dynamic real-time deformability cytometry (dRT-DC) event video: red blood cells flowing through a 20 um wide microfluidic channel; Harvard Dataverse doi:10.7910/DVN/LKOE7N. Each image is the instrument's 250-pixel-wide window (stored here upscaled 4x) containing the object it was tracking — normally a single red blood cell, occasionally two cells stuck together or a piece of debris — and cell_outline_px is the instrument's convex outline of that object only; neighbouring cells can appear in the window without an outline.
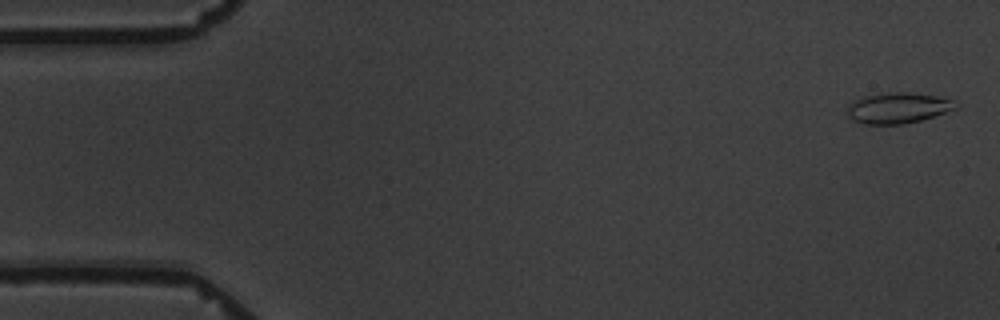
{"species": "common noctule bat (a hibernating species)", "species_latin": "Nyctalus noctula", "temperature_condition": "warm", "stored_images_in_passage": 6, "segment_of_instrument_passage": [1, 2], "camera_frame_rate_fps": 3000, "um_per_image_px": 0.085, "animal": {"sex": "male", "body_mass_g": 19.5, "forearm_length_mm": 54.6}, "frame": {"image": 1, "passage_image": 1, "time_ms": 0.0, "image_size_px": [1000, 320], "cell_outline_px": [[960, 104], [956, 108], [920, 120], [904, 124], [860, 124], [852, 120], [848, 116], [848, 104], [864, 96], [888, 92], [904, 92], [936, 96], [952, 100]], "centroid_in_image_um": [76.29, 9.18], "position_along_channel_um": 8.7, "area_um2": 19.25}}
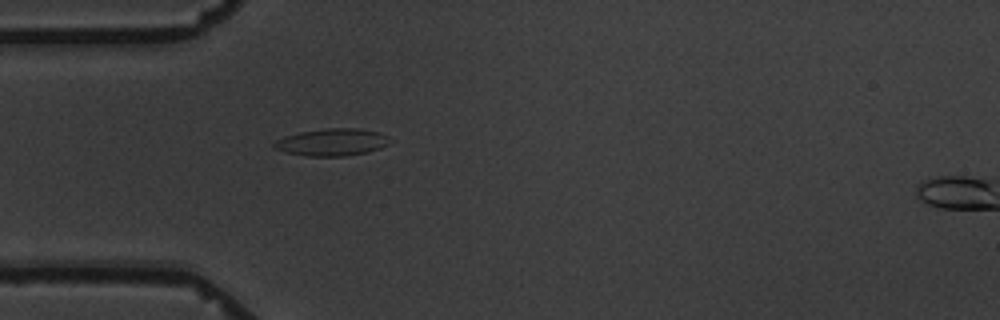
{"frame": {"image": 2, "passage_image": 5, "time_ms": 5.0, "image_size_px": [1000, 320], "cell_outline_px": [[388, 144], [380, 148], [368, 152], [344, 156], [304, 156], [284, 152], [272, 148], [272, 144], [276, 140], [284, 136], [300, 132], [328, 128], [356, 128], [380, 132], [384, 136]], "centroid_in_image_um": [28.13, 12.09], "position_along_channel_um": 56.9, "area_um2": 18.26}}